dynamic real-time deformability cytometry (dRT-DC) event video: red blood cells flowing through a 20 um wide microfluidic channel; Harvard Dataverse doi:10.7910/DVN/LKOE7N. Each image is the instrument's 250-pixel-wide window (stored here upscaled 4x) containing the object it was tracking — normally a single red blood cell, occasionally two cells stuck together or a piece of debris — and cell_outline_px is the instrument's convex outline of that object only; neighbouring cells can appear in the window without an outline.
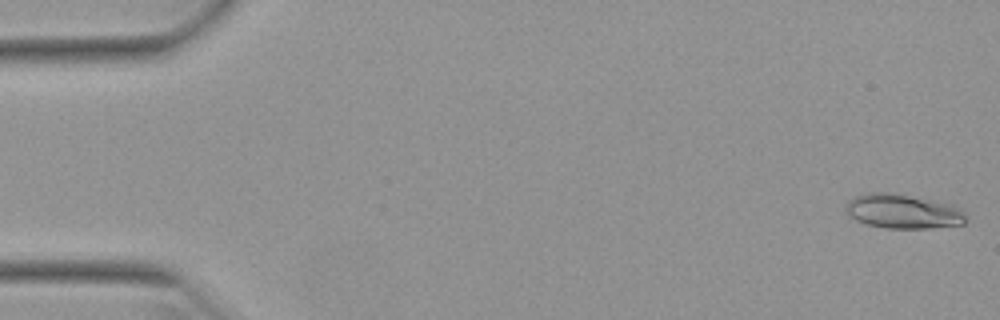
{"species": "Egyptian fruit bat (a non-hibernating species)", "species_latin": "Rousettus aegyptiacus", "temperature_condition": "warm", "stored_images_in_passage": 10, "camera_frame_rate_fps": 3000, "um_per_image_px": 0.085, "animal": {"sex": "female"}, "frame": {"image": 1, "passage_image": 1, "time_ms": 0.0, "image_size_px": [1000, 320], "cell_outline_px": [[964, 224], [928, 228], [888, 228], [864, 224], [856, 220], [844, 208], [848, 200], [856, 196], [868, 192], [888, 192], [956, 204], [964, 212]], "centroid_in_image_um": [76.75, 17.96], "position_along_channel_um": 8.2, "area_um2": 24.04}}